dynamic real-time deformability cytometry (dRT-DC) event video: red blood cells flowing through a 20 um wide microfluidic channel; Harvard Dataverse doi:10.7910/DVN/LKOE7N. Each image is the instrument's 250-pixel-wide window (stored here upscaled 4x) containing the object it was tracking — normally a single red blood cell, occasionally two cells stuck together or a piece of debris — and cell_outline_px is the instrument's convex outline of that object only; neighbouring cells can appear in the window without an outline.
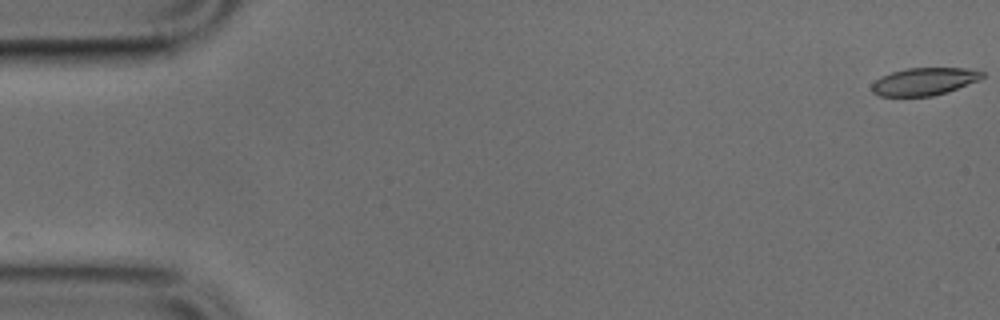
{"species": "common noctule bat (a hibernating species)", "species_latin": "Nyctalus noctula", "temperature_condition": "cold", "stored_images_in_passage": 10, "camera_frame_rate_fps": 3000, "um_per_image_px": 0.085, "animal": {"sex": "male", "body_mass_g": 17.9, "forearm_length_mm": 54.2}, "frame": {"image": 1, "passage_image": 1, "time_ms": 0.0, "image_size_px": [1000, 320], "cell_outline_px": [[984, 76], [980, 80], [932, 96], [880, 96], [872, 92], [872, 84], [880, 76], [892, 72], [908, 68], [964, 68], [984, 72]], "centroid_in_image_um": [78.54, 6.92], "position_along_channel_um": 6.5, "area_um2": 17.51}}